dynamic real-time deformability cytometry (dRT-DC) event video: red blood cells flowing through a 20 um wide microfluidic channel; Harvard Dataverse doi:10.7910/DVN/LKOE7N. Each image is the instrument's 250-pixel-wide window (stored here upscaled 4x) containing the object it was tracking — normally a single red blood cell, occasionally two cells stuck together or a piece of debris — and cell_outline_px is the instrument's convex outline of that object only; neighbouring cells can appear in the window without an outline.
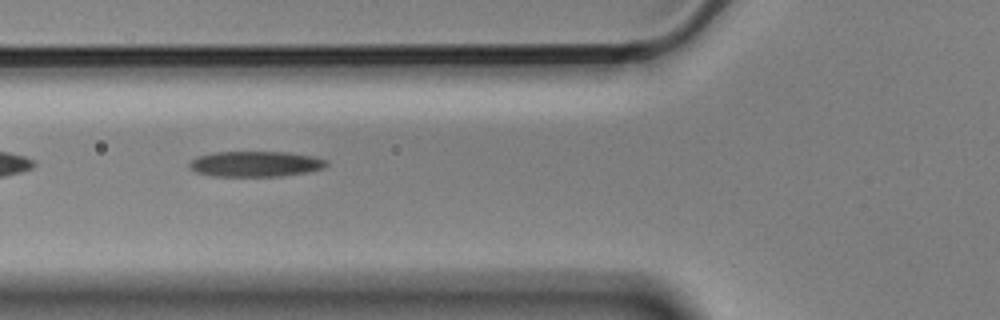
{"species": "Egyptian fruit bat (a non-hibernating species)", "species_latin": "Rousettus aegyptiacus", "temperature_condition": "cold", "stored_images_in_passage": 7, "camera_frame_rate_fps": 3000, "um_per_image_px": 0.085, "animal": {"sex": "male"}, "frame": {"image": 1, "passage_image": 3, "time_ms": 0.667, "image_size_px": [1000, 320], "cell_outline_px": [[328, 164], [324, 168], [308, 172], [280, 176], [212, 176], [196, 172], [188, 164], [192, 160], [200, 156], [212, 152], [288, 152], [312, 156], [328, 160]], "centroid_in_image_um": [21.75, 13.93], "position_along_channel_um": 104.0, "area_um2": 20.35}}
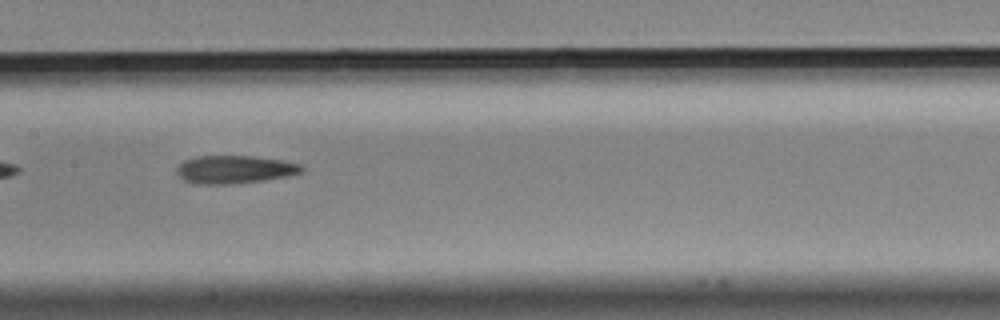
{"frame": {"image": 2, "passage_image": 5, "time_ms": 1.333, "image_size_px": [1000, 320], "cell_outline_px": [[304, 168], [300, 172], [288, 176], [264, 180], [232, 184], [196, 184], [184, 180], [176, 172], [176, 168], [184, 160], [196, 156], [252, 156], [280, 160], [300, 164]], "centroid_in_image_um": [19.91, 14.41], "position_along_channel_um": 187.5, "area_um2": 20.29}}
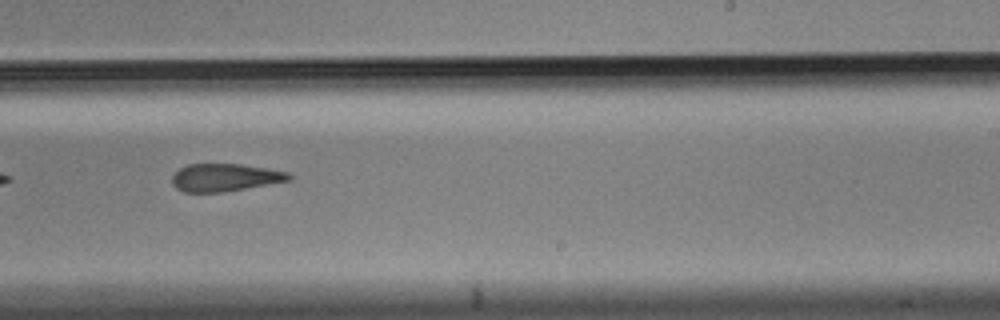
{"frame": {"image": 3, "passage_image": 7, "time_ms": 2.0, "image_size_px": [1000, 320], "cell_outline_px": [[292, 180], [224, 192], [184, 192], [176, 188], [172, 184], [172, 176], [180, 168], [188, 164], [240, 164], [268, 168], [288, 172], [292, 176]], "centroid_in_image_um": [19.13, 15.09], "position_along_channel_um": 269.9, "area_um2": 18.9}}